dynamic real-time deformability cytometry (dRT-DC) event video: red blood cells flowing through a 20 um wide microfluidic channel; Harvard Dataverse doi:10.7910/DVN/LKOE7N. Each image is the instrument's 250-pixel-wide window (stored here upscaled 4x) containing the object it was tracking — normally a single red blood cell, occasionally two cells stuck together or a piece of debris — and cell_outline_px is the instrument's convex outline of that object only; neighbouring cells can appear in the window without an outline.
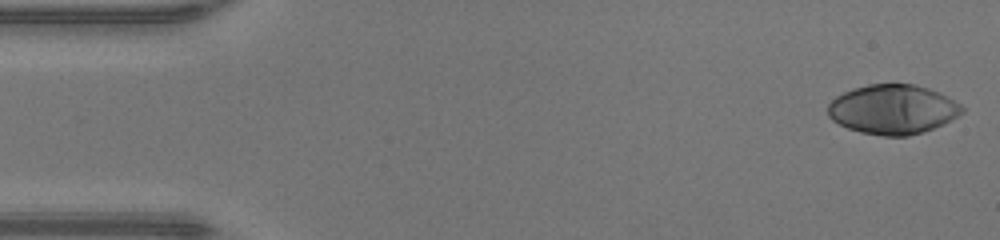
{"species": "human", "species_latin": "Homo sapiens", "temperature_condition": "warm", "stored_images_in_passage": 46, "camera_frame_rate_fps": 3000, "um_per_image_px": 0.085, "donor": {"sex": "male"}, "frame": {"image": 1, "passage_image": 1, "time_ms": 0.0, "image_size_px": [1000, 240], "cell_outline_px": [[964, 112], [924, 132], [908, 136], [884, 136], [860, 132], [848, 128], [832, 120], [828, 116], [828, 104], [836, 96], [852, 88], [868, 84], [916, 84], [940, 92], [960, 104], [964, 108]], "centroid_in_image_um": [75.86, 9.29], "position_along_channel_um": 9.1, "area_um2": 38.61}}
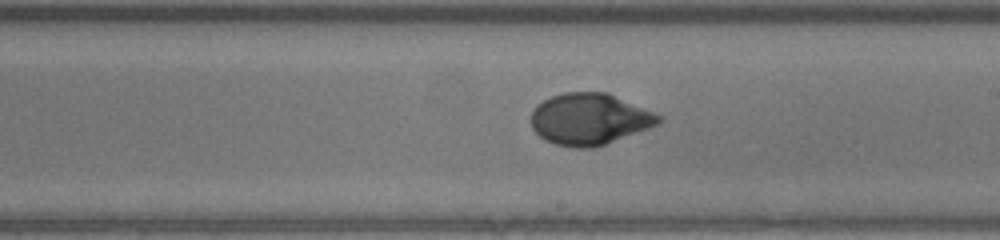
{"frame": {"image": 2, "passage_image": 26, "time_ms": 8.333, "image_size_px": [1000, 240], "cell_outline_px": [[664, 120], [660, 124], [604, 144], [592, 148], [576, 148], [556, 144], [544, 140], [532, 128], [532, 112], [536, 104], [552, 96], [564, 92], [608, 92], [664, 116]], "centroid_in_image_um": [50.14, 10.11], "position_along_channel_um": 238.9, "area_um2": 38.38}}
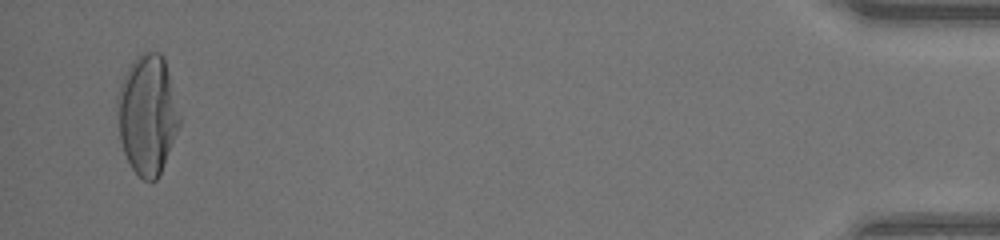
{"frame": {"image": 3, "passage_image": 45, "time_ms": 14.667, "image_size_px": [1000, 240], "cell_outline_px": [[180, 124], [160, 172], [156, 180], [144, 180], [132, 168], [124, 152], [120, 140], [116, 108], [116, 96], [120, 84], [128, 68], [136, 56], [144, 52], [160, 52], [164, 56], [180, 116]], "centroid_in_image_um": [12.51, 9.7], "position_along_channel_um": 422.7, "area_um2": 43.0}, "authors_computed_cell_mechanics": {"area_um2": 38.437, "velocity_mm_per_s": 4.371, "shape_relaxation_time_tau1_ms": 4.5707, "shape_relaxation_time_tau2_ms": null, "deformation_change_tau1": 0.2691, "deformation_change_tau2": null}}